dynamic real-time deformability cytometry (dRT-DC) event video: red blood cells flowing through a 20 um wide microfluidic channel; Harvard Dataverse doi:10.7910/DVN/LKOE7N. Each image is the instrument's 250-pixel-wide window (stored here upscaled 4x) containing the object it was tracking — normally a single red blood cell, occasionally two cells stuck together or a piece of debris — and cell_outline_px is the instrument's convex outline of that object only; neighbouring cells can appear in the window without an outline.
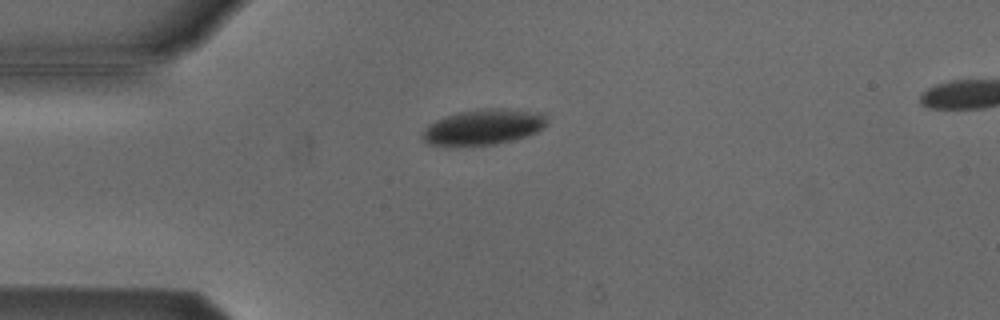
{"species": "Egyptian fruit bat (a non-hibernating species)", "species_latin": "Rousettus aegyptiacus", "temperature_condition": "cold", "stored_images_in_passage": 5, "camera_frame_rate_fps": 3000, "um_per_image_px": 0.085, "animal": {"sex": "male"}, "frame": {"image": 1, "passage_image": 3, "time_ms": 0.667, "image_size_px": [1000, 320], "cell_outline_px": [[548, 124], [544, 128], [536, 132], [512, 140], [496, 144], [444, 148], [428, 144], [420, 136], [424, 128], [428, 124], [444, 116], [460, 112], [480, 108], [504, 108], [548, 112]], "centroid_in_image_um": [41.09, 10.8], "position_along_channel_um": 43.9, "area_um2": 26.88}}